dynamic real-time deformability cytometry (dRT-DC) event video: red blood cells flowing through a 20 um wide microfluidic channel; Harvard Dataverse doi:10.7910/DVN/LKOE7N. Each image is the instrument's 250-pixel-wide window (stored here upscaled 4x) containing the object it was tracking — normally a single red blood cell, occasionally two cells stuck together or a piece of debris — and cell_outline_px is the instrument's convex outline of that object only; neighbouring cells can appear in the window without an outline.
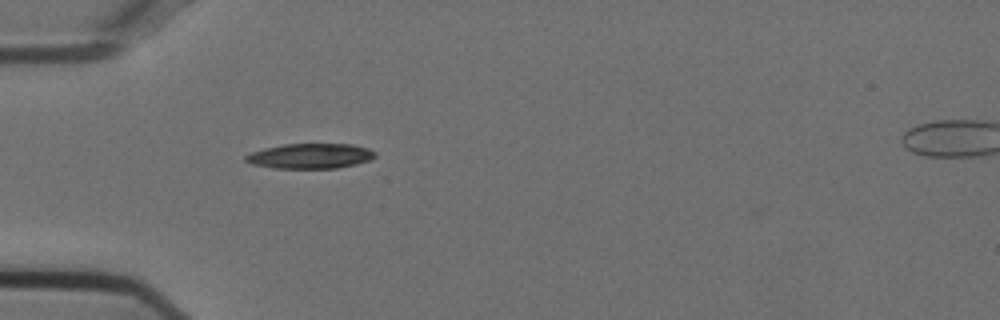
{"species": "Egyptian fruit bat (a non-hibernating species)", "species_latin": "Rousettus aegyptiacus", "temperature_condition": "cold", "stored_images_in_passage": 38, "camera_frame_rate_fps": 3000, "um_per_image_px": 0.085, "animal": {"sex": "female"}, "frame": {"image": 1, "passage_image": 1, "time_ms": 0.0, "image_size_px": [1000, 320], "cell_outline_px": [[376, 156], [368, 160], [356, 164], [336, 168], [272, 168], [252, 164], [244, 160], [244, 156], [252, 152], [264, 148], [284, 144], [352, 144], [368, 148], [376, 152]], "centroid_in_image_um": [26.36, 13.26], "position_along_channel_um": 58.6, "area_um2": 18.9}}
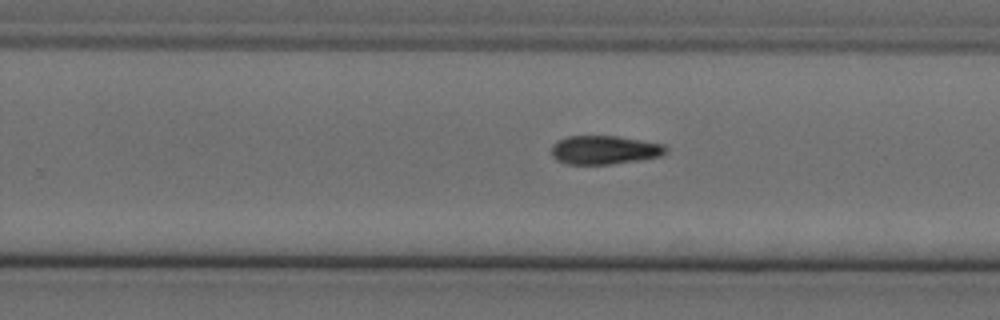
{"frame": {"image": 2, "passage_image": 19, "time_ms": 6.0, "image_size_px": [1000, 320], "cell_outline_px": [[668, 152], [660, 156], [640, 160], [612, 164], [568, 164], [556, 160], [552, 156], [552, 144], [556, 140], [568, 136], [616, 136], [664, 144], [668, 148]], "centroid_in_image_um": [51.38, 12.74], "position_along_channel_um": 278.4, "area_um2": 19.25}}
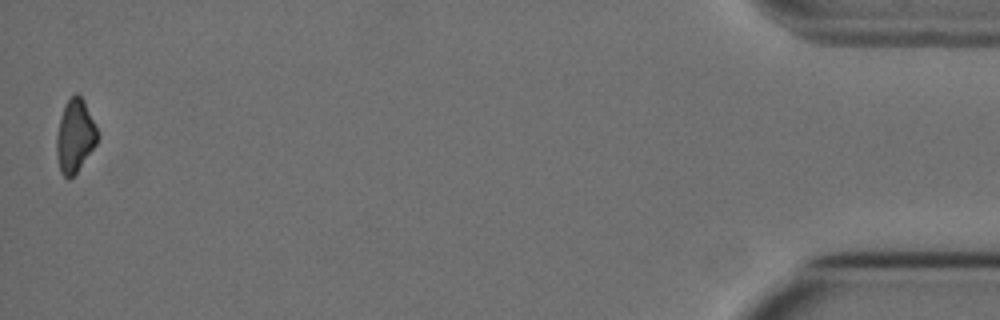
{"frame": {"image": 3, "passage_image": 38, "time_ms": 12.333, "image_size_px": [1000, 320], "cell_outline_px": [[100, 136], [96, 144], [76, 172], [68, 180], [60, 172], [56, 156], [56, 136], [60, 116], [64, 104], [76, 92], [84, 100]], "centroid_in_image_um": [6.36, 11.55], "position_along_channel_um": 428.8, "area_um2": 17.46}, "authors_computed_cell_mechanics": {"area_um2": 19.3052, "velocity_mm_per_s": 3.756, "shape_relaxation_time_tau1_ms": 3.9753, "shape_relaxation_time_tau2_ms": null, "deformation_change_tau1": 0.133, "deformation_change_tau2": null}}